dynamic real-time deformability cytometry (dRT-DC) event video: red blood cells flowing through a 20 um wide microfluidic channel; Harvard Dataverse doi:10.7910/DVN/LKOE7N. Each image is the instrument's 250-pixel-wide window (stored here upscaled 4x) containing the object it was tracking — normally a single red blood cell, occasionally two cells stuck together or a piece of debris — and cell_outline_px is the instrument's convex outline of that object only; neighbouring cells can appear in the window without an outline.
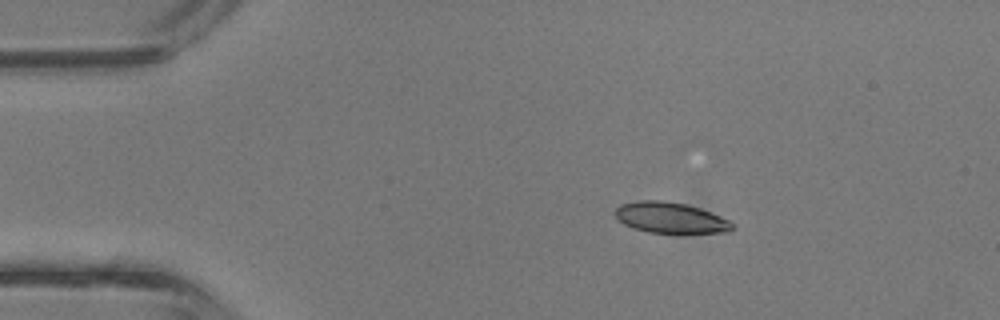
{"species": "common noctule bat (a hibernating species)", "species_latin": "Nyctalus noctula", "temperature_condition": "room temperature", "stored_images_in_passage": 5, "camera_frame_rate_fps": 3000, "um_per_image_px": 0.085, "animal": {"sex": "male", "body_mass_g": 13.3}, "frame": {"image": 1, "passage_image": 3, "time_ms": 0.667, "image_size_px": [1000, 320], "cell_outline_px": [[736, 228], [728, 232], [648, 232], [624, 224], [612, 212], [620, 204], [636, 200], [660, 200], [684, 204], [700, 208], [720, 216], [728, 220]], "centroid_in_image_um": [56.96, 18.49], "position_along_channel_um": 28.0, "area_um2": 20.75}}